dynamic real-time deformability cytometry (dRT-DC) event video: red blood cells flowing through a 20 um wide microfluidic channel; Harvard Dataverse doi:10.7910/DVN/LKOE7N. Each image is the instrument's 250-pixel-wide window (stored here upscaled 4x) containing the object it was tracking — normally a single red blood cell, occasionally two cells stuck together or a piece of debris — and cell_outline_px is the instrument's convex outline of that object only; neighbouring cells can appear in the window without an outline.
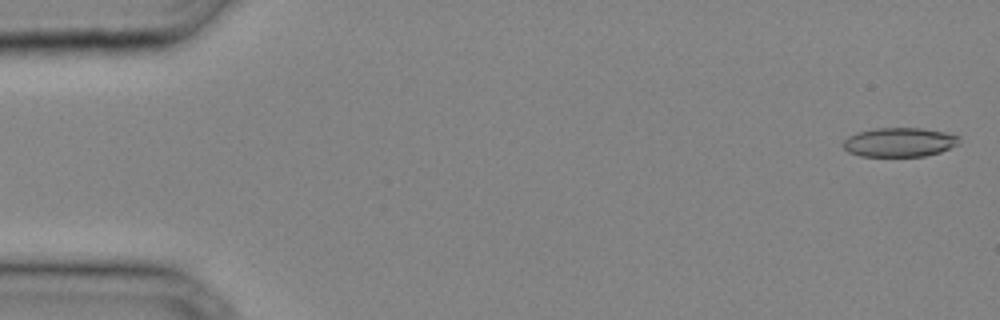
{"species": "common noctule bat (a hibernating species)", "species_latin": "Nyctalus noctula", "temperature_condition": "cold", "stored_images_in_passage": 32, "camera_frame_rate_fps": 3000, "um_per_image_px": 0.085, "animal": {"sex": "male", "body_mass_g": 20.4}, "frame": {"image": 1, "passage_image": 1, "time_ms": 0.0, "image_size_px": [1000, 320], "cell_outline_px": [[960, 144], [940, 152], [924, 156], [860, 156], [848, 152], [840, 144], [848, 136], [872, 128], [920, 128], [944, 132], [960, 136]], "centroid_in_image_um": [76.45, 12.09], "position_along_channel_um": 8.6, "area_um2": 19.83}}
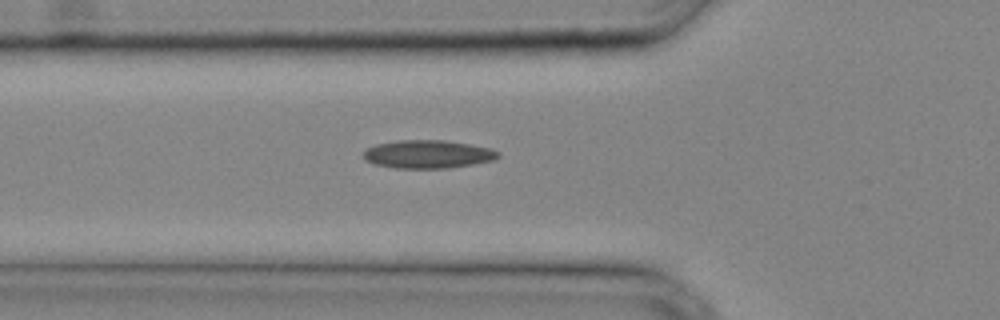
{"frame": {"image": 2, "passage_image": 12, "time_ms": 3.667, "image_size_px": [1000, 320], "cell_outline_px": [[500, 156], [496, 160], [448, 168], [392, 168], [376, 164], [364, 160], [364, 152], [368, 148], [376, 144], [396, 140], [444, 140], [492, 148], [500, 152]], "centroid_in_image_um": [36.39, 13.11], "position_along_channel_um": 89.4, "area_um2": 22.2}}
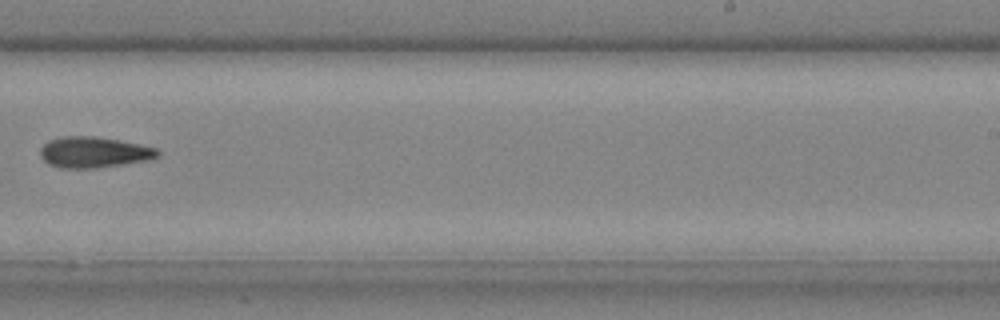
{"frame": {"image": 3, "passage_image": 22, "time_ms": 7.0, "image_size_px": [1000, 320], "cell_outline_px": [[160, 156], [148, 160], [96, 168], [60, 168], [48, 164], [40, 156], [40, 148], [48, 140], [64, 136], [96, 136], [120, 140], [140, 144], [156, 148], [160, 152]], "centroid_in_image_um": [7.97, 12.94], "position_along_channel_um": 281.0, "area_um2": 21.27}}